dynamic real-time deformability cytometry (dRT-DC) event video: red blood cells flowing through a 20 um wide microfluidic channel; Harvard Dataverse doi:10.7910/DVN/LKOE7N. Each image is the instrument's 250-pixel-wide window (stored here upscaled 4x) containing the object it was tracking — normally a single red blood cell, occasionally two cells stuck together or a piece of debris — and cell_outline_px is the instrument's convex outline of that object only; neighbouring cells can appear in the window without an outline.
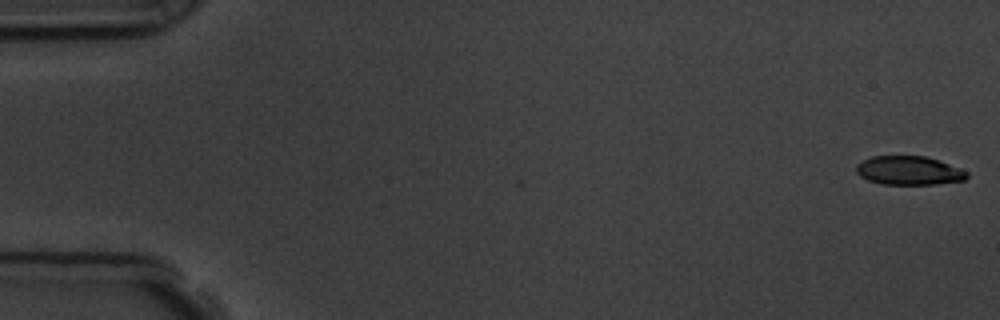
{"species": "common noctule bat (a hibernating species)", "species_latin": "Nyctalus noctula", "temperature_condition": "room temperature", "stored_images_in_passage": 6, "camera_frame_rate_fps": 3000, "um_per_image_px": 0.085, "animal": {"sex": "male", "body_mass_g": 19.5, "forearm_length_mm": 54.6}, "frame": {"image": 1, "passage_image": 1, "time_ms": 0.0, "image_size_px": [1000, 320], "cell_outline_px": [[968, 176], [964, 180], [936, 184], [884, 184], [868, 180], [860, 176], [856, 172], [856, 164], [872, 156], [924, 156], [960, 168], [968, 172]], "centroid_in_image_um": [77.24, 14.5], "position_along_channel_um": 7.8, "area_um2": 18.38}}
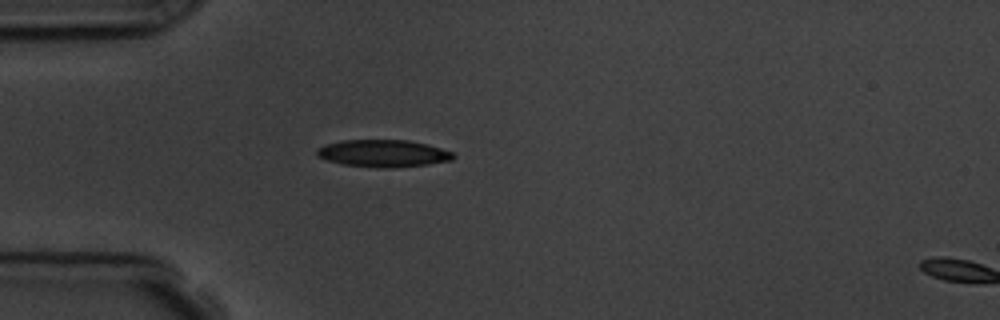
{"frame": {"image": 2, "passage_image": 5, "time_ms": 5.0, "image_size_px": [1000, 320], "cell_outline_px": [[456, 156], [452, 160], [428, 164], [388, 168], [376, 168], [344, 164], [328, 160], [316, 156], [316, 148], [324, 144], [340, 140], [408, 140], [428, 144], [452, 152]], "centroid_in_image_um": [32.55, 13.03], "position_along_channel_um": 52.5, "area_um2": 21.73}}